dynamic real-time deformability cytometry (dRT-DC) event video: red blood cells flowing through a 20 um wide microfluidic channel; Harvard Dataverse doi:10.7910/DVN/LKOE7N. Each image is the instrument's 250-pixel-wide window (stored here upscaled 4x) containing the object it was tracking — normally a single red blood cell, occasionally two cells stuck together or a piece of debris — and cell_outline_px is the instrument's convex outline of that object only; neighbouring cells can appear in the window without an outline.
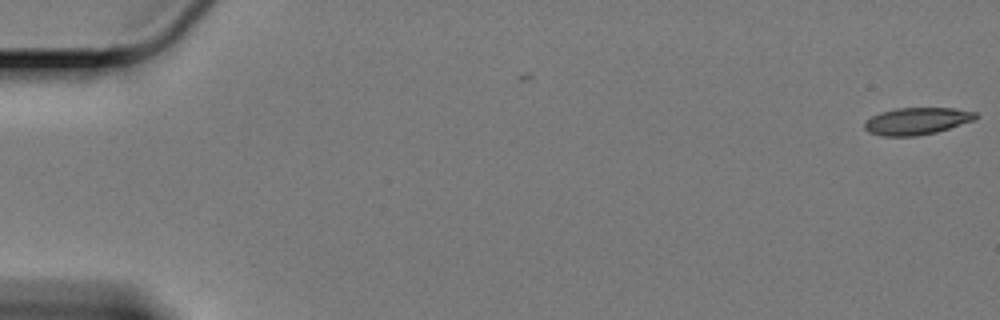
{"species": "Egyptian fruit bat (a non-hibernating species)", "species_latin": "Rousettus aegyptiacus", "temperature_condition": "cold", "stored_images_in_passage": 6, "camera_frame_rate_fps": 3000, "um_per_image_px": 0.085, "animal": {"sex": "female"}, "frame": {"image": 1, "passage_image": 6, "time_ms": 1.667, "image_size_px": [1000, 320], "cell_outline_px": [[980, 116], [976, 120], [936, 132], [916, 136], [884, 136], [868, 132], [864, 128], [864, 124], [872, 116], [880, 112], [896, 108], [952, 108], [976, 112]], "centroid_in_image_um": [77.97, 10.29], "position_along_channel_um": 7.0, "area_um2": 17.57}}